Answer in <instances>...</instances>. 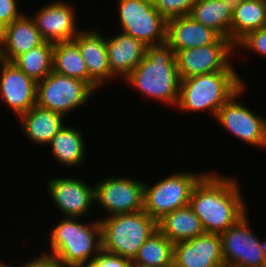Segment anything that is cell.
I'll return each mask as SVG.
<instances>
[{
  "label": "cell",
  "mask_w": 266,
  "mask_h": 267,
  "mask_svg": "<svg viewBox=\"0 0 266 267\" xmlns=\"http://www.w3.org/2000/svg\"><path fill=\"white\" fill-rule=\"evenodd\" d=\"M93 92L95 91L81 79L52 71L37 82L36 104L67 116L68 112L85 104Z\"/></svg>",
  "instance_id": "obj_8"
},
{
  "label": "cell",
  "mask_w": 266,
  "mask_h": 267,
  "mask_svg": "<svg viewBox=\"0 0 266 267\" xmlns=\"http://www.w3.org/2000/svg\"><path fill=\"white\" fill-rule=\"evenodd\" d=\"M243 0H222L228 5V9L233 13Z\"/></svg>",
  "instance_id": "obj_34"
},
{
  "label": "cell",
  "mask_w": 266,
  "mask_h": 267,
  "mask_svg": "<svg viewBox=\"0 0 266 267\" xmlns=\"http://www.w3.org/2000/svg\"><path fill=\"white\" fill-rule=\"evenodd\" d=\"M122 33L142 41L146 46L167 41V20L150 0H118Z\"/></svg>",
  "instance_id": "obj_7"
},
{
  "label": "cell",
  "mask_w": 266,
  "mask_h": 267,
  "mask_svg": "<svg viewBox=\"0 0 266 267\" xmlns=\"http://www.w3.org/2000/svg\"><path fill=\"white\" fill-rule=\"evenodd\" d=\"M79 129L63 126L48 145L59 164L79 166L85 157V142Z\"/></svg>",
  "instance_id": "obj_25"
},
{
  "label": "cell",
  "mask_w": 266,
  "mask_h": 267,
  "mask_svg": "<svg viewBox=\"0 0 266 267\" xmlns=\"http://www.w3.org/2000/svg\"><path fill=\"white\" fill-rule=\"evenodd\" d=\"M196 22L208 26L222 37L231 40L233 13L222 0H195L190 14Z\"/></svg>",
  "instance_id": "obj_24"
},
{
  "label": "cell",
  "mask_w": 266,
  "mask_h": 267,
  "mask_svg": "<svg viewBox=\"0 0 266 267\" xmlns=\"http://www.w3.org/2000/svg\"><path fill=\"white\" fill-rule=\"evenodd\" d=\"M260 247H261V250H262L264 257L266 259V241L260 242Z\"/></svg>",
  "instance_id": "obj_35"
},
{
  "label": "cell",
  "mask_w": 266,
  "mask_h": 267,
  "mask_svg": "<svg viewBox=\"0 0 266 267\" xmlns=\"http://www.w3.org/2000/svg\"><path fill=\"white\" fill-rule=\"evenodd\" d=\"M86 267H135L127 258L109 253L103 249Z\"/></svg>",
  "instance_id": "obj_31"
},
{
  "label": "cell",
  "mask_w": 266,
  "mask_h": 267,
  "mask_svg": "<svg viewBox=\"0 0 266 267\" xmlns=\"http://www.w3.org/2000/svg\"><path fill=\"white\" fill-rule=\"evenodd\" d=\"M221 37L214 29L196 22L189 15L167 20L166 43L175 54L183 49L216 43Z\"/></svg>",
  "instance_id": "obj_17"
},
{
  "label": "cell",
  "mask_w": 266,
  "mask_h": 267,
  "mask_svg": "<svg viewBox=\"0 0 266 267\" xmlns=\"http://www.w3.org/2000/svg\"><path fill=\"white\" fill-rule=\"evenodd\" d=\"M207 172L169 175L153 185L144 183L143 210L157 222L166 214L189 205L194 186Z\"/></svg>",
  "instance_id": "obj_6"
},
{
  "label": "cell",
  "mask_w": 266,
  "mask_h": 267,
  "mask_svg": "<svg viewBox=\"0 0 266 267\" xmlns=\"http://www.w3.org/2000/svg\"><path fill=\"white\" fill-rule=\"evenodd\" d=\"M158 230L173 244L205 233L201 220L189 205L166 214L158 221Z\"/></svg>",
  "instance_id": "obj_22"
},
{
  "label": "cell",
  "mask_w": 266,
  "mask_h": 267,
  "mask_svg": "<svg viewBox=\"0 0 266 267\" xmlns=\"http://www.w3.org/2000/svg\"><path fill=\"white\" fill-rule=\"evenodd\" d=\"M37 13L32 19L45 41H72L80 32L75 25V9L64 1H53L41 7Z\"/></svg>",
  "instance_id": "obj_16"
},
{
  "label": "cell",
  "mask_w": 266,
  "mask_h": 267,
  "mask_svg": "<svg viewBox=\"0 0 266 267\" xmlns=\"http://www.w3.org/2000/svg\"><path fill=\"white\" fill-rule=\"evenodd\" d=\"M173 267H225L220 234L205 232L174 243Z\"/></svg>",
  "instance_id": "obj_13"
},
{
  "label": "cell",
  "mask_w": 266,
  "mask_h": 267,
  "mask_svg": "<svg viewBox=\"0 0 266 267\" xmlns=\"http://www.w3.org/2000/svg\"><path fill=\"white\" fill-rule=\"evenodd\" d=\"M102 249L132 261L143 243L158 230L144 210L100 219Z\"/></svg>",
  "instance_id": "obj_5"
},
{
  "label": "cell",
  "mask_w": 266,
  "mask_h": 267,
  "mask_svg": "<svg viewBox=\"0 0 266 267\" xmlns=\"http://www.w3.org/2000/svg\"><path fill=\"white\" fill-rule=\"evenodd\" d=\"M244 85L236 71H216L180 79L177 108L185 112L208 110L215 118L218 110Z\"/></svg>",
  "instance_id": "obj_3"
},
{
  "label": "cell",
  "mask_w": 266,
  "mask_h": 267,
  "mask_svg": "<svg viewBox=\"0 0 266 267\" xmlns=\"http://www.w3.org/2000/svg\"><path fill=\"white\" fill-rule=\"evenodd\" d=\"M18 267H69L67 266L60 258L52 254H40L39 257H36L29 262L19 265Z\"/></svg>",
  "instance_id": "obj_33"
},
{
  "label": "cell",
  "mask_w": 266,
  "mask_h": 267,
  "mask_svg": "<svg viewBox=\"0 0 266 267\" xmlns=\"http://www.w3.org/2000/svg\"><path fill=\"white\" fill-rule=\"evenodd\" d=\"M195 0H153L156 10L166 20L189 15Z\"/></svg>",
  "instance_id": "obj_29"
},
{
  "label": "cell",
  "mask_w": 266,
  "mask_h": 267,
  "mask_svg": "<svg viewBox=\"0 0 266 267\" xmlns=\"http://www.w3.org/2000/svg\"><path fill=\"white\" fill-rule=\"evenodd\" d=\"M247 212L220 234L225 267H266L259 238L250 230Z\"/></svg>",
  "instance_id": "obj_9"
},
{
  "label": "cell",
  "mask_w": 266,
  "mask_h": 267,
  "mask_svg": "<svg viewBox=\"0 0 266 267\" xmlns=\"http://www.w3.org/2000/svg\"><path fill=\"white\" fill-rule=\"evenodd\" d=\"M53 71L61 75L81 79L95 92L100 89V86L88 75L79 47L73 40L54 43Z\"/></svg>",
  "instance_id": "obj_23"
},
{
  "label": "cell",
  "mask_w": 266,
  "mask_h": 267,
  "mask_svg": "<svg viewBox=\"0 0 266 267\" xmlns=\"http://www.w3.org/2000/svg\"><path fill=\"white\" fill-rule=\"evenodd\" d=\"M238 46L239 49L243 47L266 56V27L247 33L235 44V47Z\"/></svg>",
  "instance_id": "obj_30"
},
{
  "label": "cell",
  "mask_w": 266,
  "mask_h": 267,
  "mask_svg": "<svg viewBox=\"0 0 266 267\" xmlns=\"http://www.w3.org/2000/svg\"><path fill=\"white\" fill-rule=\"evenodd\" d=\"M173 245L157 230L139 248L131 263L135 267H173Z\"/></svg>",
  "instance_id": "obj_27"
},
{
  "label": "cell",
  "mask_w": 266,
  "mask_h": 267,
  "mask_svg": "<svg viewBox=\"0 0 266 267\" xmlns=\"http://www.w3.org/2000/svg\"><path fill=\"white\" fill-rule=\"evenodd\" d=\"M94 187L96 206H101L109 216L143 210L144 182L111 176Z\"/></svg>",
  "instance_id": "obj_12"
},
{
  "label": "cell",
  "mask_w": 266,
  "mask_h": 267,
  "mask_svg": "<svg viewBox=\"0 0 266 267\" xmlns=\"http://www.w3.org/2000/svg\"><path fill=\"white\" fill-rule=\"evenodd\" d=\"M78 217H65L52 228L50 246L52 255L69 267H86L102 249L101 223H80ZM94 255V256H93Z\"/></svg>",
  "instance_id": "obj_4"
},
{
  "label": "cell",
  "mask_w": 266,
  "mask_h": 267,
  "mask_svg": "<svg viewBox=\"0 0 266 267\" xmlns=\"http://www.w3.org/2000/svg\"><path fill=\"white\" fill-rule=\"evenodd\" d=\"M234 48L235 44L230 39L221 37L216 43L207 46L178 51L175 56L180 79L209 72L235 71L229 61L235 52Z\"/></svg>",
  "instance_id": "obj_10"
},
{
  "label": "cell",
  "mask_w": 266,
  "mask_h": 267,
  "mask_svg": "<svg viewBox=\"0 0 266 267\" xmlns=\"http://www.w3.org/2000/svg\"><path fill=\"white\" fill-rule=\"evenodd\" d=\"M23 13L17 7V0H0V28L11 24L18 19Z\"/></svg>",
  "instance_id": "obj_32"
},
{
  "label": "cell",
  "mask_w": 266,
  "mask_h": 267,
  "mask_svg": "<svg viewBox=\"0 0 266 267\" xmlns=\"http://www.w3.org/2000/svg\"><path fill=\"white\" fill-rule=\"evenodd\" d=\"M106 47L112 76L124 79L142 61L147 49L142 41L121 32L108 38Z\"/></svg>",
  "instance_id": "obj_20"
},
{
  "label": "cell",
  "mask_w": 266,
  "mask_h": 267,
  "mask_svg": "<svg viewBox=\"0 0 266 267\" xmlns=\"http://www.w3.org/2000/svg\"><path fill=\"white\" fill-rule=\"evenodd\" d=\"M47 185L52 201L65 217L82 218L95 202L94 185L79 178H52Z\"/></svg>",
  "instance_id": "obj_14"
},
{
  "label": "cell",
  "mask_w": 266,
  "mask_h": 267,
  "mask_svg": "<svg viewBox=\"0 0 266 267\" xmlns=\"http://www.w3.org/2000/svg\"><path fill=\"white\" fill-rule=\"evenodd\" d=\"M44 41L32 17L24 13L2 29L0 59L12 62Z\"/></svg>",
  "instance_id": "obj_18"
},
{
  "label": "cell",
  "mask_w": 266,
  "mask_h": 267,
  "mask_svg": "<svg viewBox=\"0 0 266 267\" xmlns=\"http://www.w3.org/2000/svg\"><path fill=\"white\" fill-rule=\"evenodd\" d=\"M1 41H2V29L0 28V45H1Z\"/></svg>",
  "instance_id": "obj_37"
},
{
  "label": "cell",
  "mask_w": 266,
  "mask_h": 267,
  "mask_svg": "<svg viewBox=\"0 0 266 267\" xmlns=\"http://www.w3.org/2000/svg\"><path fill=\"white\" fill-rule=\"evenodd\" d=\"M125 80L146 97L178 104L180 77L175 53L167 43L147 46L144 58Z\"/></svg>",
  "instance_id": "obj_2"
},
{
  "label": "cell",
  "mask_w": 266,
  "mask_h": 267,
  "mask_svg": "<svg viewBox=\"0 0 266 267\" xmlns=\"http://www.w3.org/2000/svg\"><path fill=\"white\" fill-rule=\"evenodd\" d=\"M62 114L49 109L33 106L19 118L22 120V130L27 139L36 145L49 144L52 138L64 126Z\"/></svg>",
  "instance_id": "obj_21"
},
{
  "label": "cell",
  "mask_w": 266,
  "mask_h": 267,
  "mask_svg": "<svg viewBox=\"0 0 266 267\" xmlns=\"http://www.w3.org/2000/svg\"><path fill=\"white\" fill-rule=\"evenodd\" d=\"M0 267H14V266L8 265V264L0 261Z\"/></svg>",
  "instance_id": "obj_36"
},
{
  "label": "cell",
  "mask_w": 266,
  "mask_h": 267,
  "mask_svg": "<svg viewBox=\"0 0 266 267\" xmlns=\"http://www.w3.org/2000/svg\"><path fill=\"white\" fill-rule=\"evenodd\" d=\"M244 87L245 85L218 110L215 118L224 129L242 142L266 148V118L257 115L237 100Z\"/></svg>",
  "instance_id": "obj_11"
},
{
  "label": "cell",
  "mask_w": 266,
  "mask_h": 267,
  "mask_svg": "<svg viewBox=\"0 0 266 267\" xmlns=\"http://www.w3.org/2000/svg\"><path fill=\"white\" fill-rule=\"evenodd\" d=\"M0 96L18 117L36 105L37 82L14 63L0 59Z\"/></svg>",
  "instance_id": "obj_15"
},
{
  "label": "cell",
  "mask_w": 266,
  "mask_h": 267,
  "mask_svg": "<svg viewBox=\"0 0 266 267\" xmlns=\"http://www.w3.org/2000/svg\"><path fill=\"white\" fill-rule=\"evenodd\" d=\"M234 177L206 173L194 186L189 206L206 233L221 234L247 212Z\"/></svg>",
  "instance_id": "obj_1"
},
{
  "label": "cell",
  "mask_w": 266,
  "mask_h": 267,
  "mask_svg": "<svg viewBox=\"0 0 266 267\" xmlns=\"http://www.w3.org/2000/svg\"><path fill=\"white\" fill-rule=\"evenodd\" d=\"M266 27V0H243L233 12L231 41L236 44L247 33Z\"/></svg>",
  "instance_id": "obj_26"
},
{
  "label": "cell",
  "mask_w": 266,
  "mask_h": 267,
  "mask_svg": "<svg viewBox=\"0 0 266 267\" xmlns=\"http://www.w3.org/2000/svg\"><path fill=\"white\" fill-rule=\"evenodd\" d=\"M73 41L78 45L86 64L88 75L102 87L114 78L109 68L106 39L98 31H80Z\"/></svg>",
  "instance_id": "obj_19"
},
{
  "label": "cell",
  "mask_w": 266,
  "mask_h": 267,
  "mask_svg": "<svg viewBox=\"0 0 266 267\" xmlns=\"http://www.w3.org/2000/svg\"><path fill=\"white\" fill-rule=\"evenodd\" d=\"M53 47V42L44 41L16 57L12 63L38 82L53 71Z\"/></svg>",
  "instance_id": "obj_28"
}]
</instances>
